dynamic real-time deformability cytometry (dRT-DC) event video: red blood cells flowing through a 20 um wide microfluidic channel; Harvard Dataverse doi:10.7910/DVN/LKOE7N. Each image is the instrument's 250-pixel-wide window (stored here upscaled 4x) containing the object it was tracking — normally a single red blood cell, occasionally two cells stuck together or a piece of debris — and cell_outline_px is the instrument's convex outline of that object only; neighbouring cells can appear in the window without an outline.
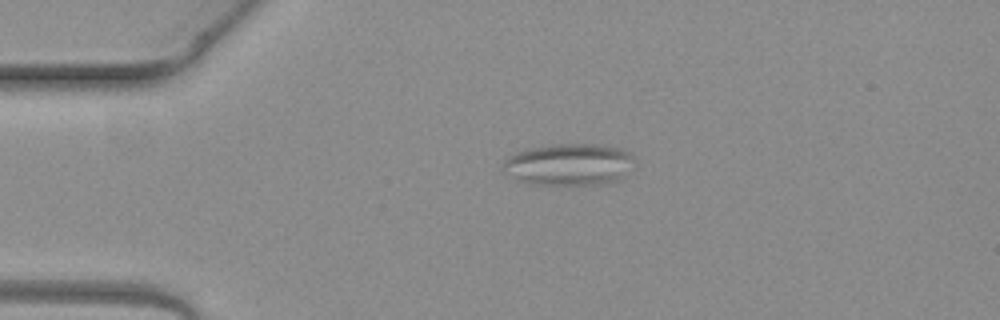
{"species": "common noctule bat (a hibernating species)", "species_latin": "Nyctalus noctula", "temperature_condition": "warm", "stored_images_in_passage": 5, "camera_frame_rate_fps": 3000, "um_per_image_px": 0.085, "animal": {"sex": "female", "body_mass_g": 19.3, "forearm_length_mm": 54.1}, "frame": {"image": 1, "passage_image": 4, "time_ms": 1.0, "image_size_px": [1000, 320], "cell_outline_px": [[636, 156], [624, 176], [620, 180], [612, 184], [528, 184], [516, 180], [504, 172], [500, 168], [500, 164], [508, 156], [524, 148], [552, 144], [600, 144], [616, 148], [628, 152]], "centroid_in_image_um": [48.31, 13.98], "position_along_channel_um": 36.7, "area_um2": 32.6}}